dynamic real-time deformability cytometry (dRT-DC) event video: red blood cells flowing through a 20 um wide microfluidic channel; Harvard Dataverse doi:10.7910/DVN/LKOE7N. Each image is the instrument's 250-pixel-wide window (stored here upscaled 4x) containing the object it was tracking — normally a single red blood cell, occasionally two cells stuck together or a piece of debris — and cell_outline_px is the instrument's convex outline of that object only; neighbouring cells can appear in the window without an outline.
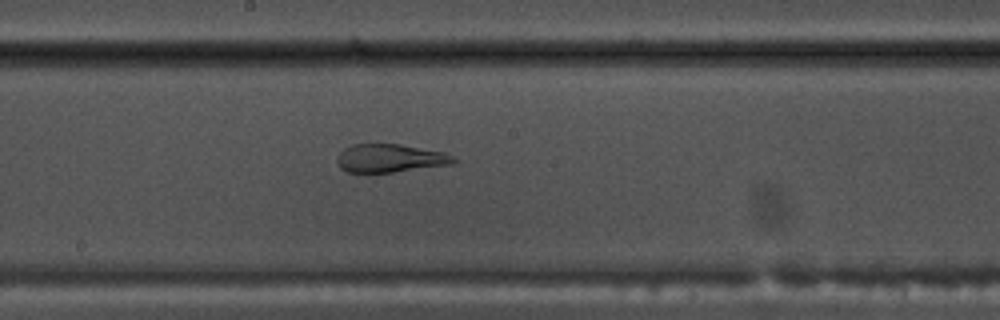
{"species": "common noctule bat (a hibernating species)", "species_latin": "Nyctalus noctula", "temperature_condition": "warm", "stored_images_in_passage": 46, "camera_frame_rate_fps": 3000, "um_per_image_px": 0.085, "animal": {"sex": "male", "body_mass_g": 17.5, "forearm_length_mm": 52.3}, "frame": {"image": 1, "passage_image": 22, "time_ms": 7.0, "image_size_px": [1000, 320], "cell_outline_px": [[456, 160], [452, 164], [392, 172], [348, 172], [340, 168], [336, 160], [336, 156], [344, 148], [352, 144], [400, 144], [444, 152], [456, 156]], "centroid_in_image_um": [33.14, 13.44], "position_along_channel_um": 215.1, "area_um2": 19.19}}
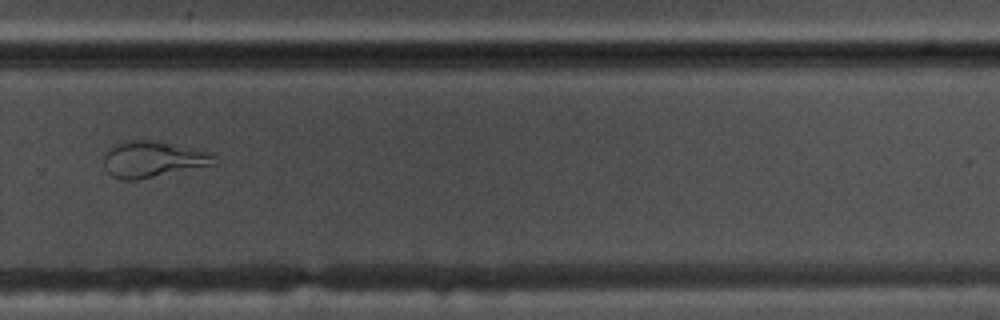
{"frame": {"image": 2, "passage_image": 30, "time_ms": 9.667, "image_size_px": [1000, 320], "cell_outline_px": [[216, 164], [136, 180], [120, 180], [112, 176], [108, 172], [104, 164], [104, 152], [112, 144], [124, 140], [156, 140], [212, 152], [216, 156]], "centroid_in_image_um": [12.98, 13.52], "position_along_channel_um": 316.8, "area_um2": 23.64}}
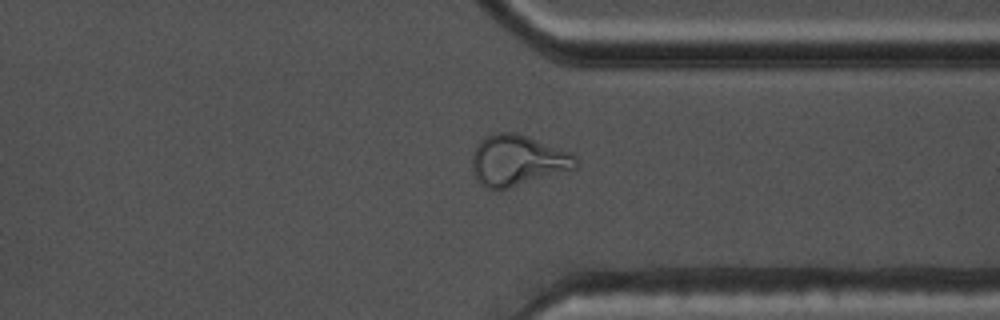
{"frame": {"image": 3, "passage_image": 34, "time_ms": 11.0, "image_size_px": [1000, 320], "cell_outline_px": [[576, 168], [496, 192], [480, 184], [476, 180], [472, 168], [472, 156], [480, 140], [484, 136], [496, 132], [516, 132], [528, 136], [572, 152], [576, 156]], "centroid_in_image_um": [43.97, 13.64], "position_along_channel_um": 367.4, "area_um2": 30.98}, "authors_computed_cell_mechanics": {"area_um2": 25.0274, "velocity_mm_per_s": 3.8208, "shape_relaxation_time_tau1_ms": null, "shape_relaxation_time_tau2_ms": 1.3248, "deformation_change_tau1": null, "deformation_change_tau2": 0.0876}}